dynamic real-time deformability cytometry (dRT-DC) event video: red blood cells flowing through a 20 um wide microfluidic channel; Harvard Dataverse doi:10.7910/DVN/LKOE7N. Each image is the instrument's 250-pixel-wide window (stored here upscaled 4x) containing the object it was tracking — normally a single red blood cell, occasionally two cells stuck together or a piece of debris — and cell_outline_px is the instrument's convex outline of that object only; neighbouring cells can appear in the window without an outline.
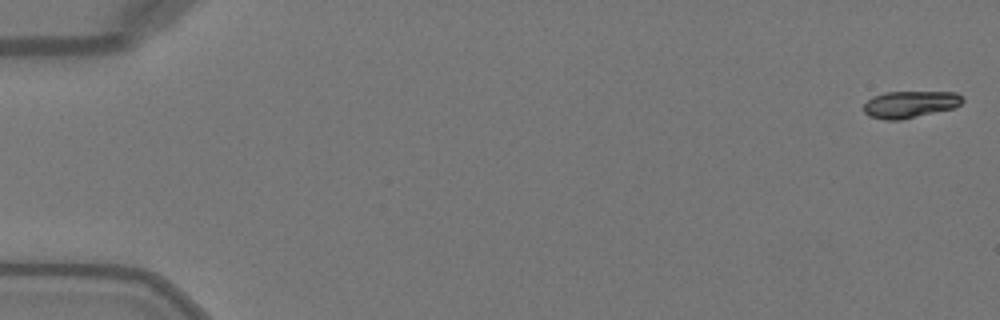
{"species": "Egyptian fruit bat (a non-hibernating species)", "species_latin": "Rousettus aegyptiacus", "temperature_condition": "warm", "stored_images_in_passage": 11, "camera_frame_rate_fps": 3000, "um_per_image_px": 0.085, "animal": {"sex": "female"}, "frame": {"image": 1, "passage_image": 1, "time_ms": 0.0, "image_size_px": [1000, 320], "cell_outline_px": [[964, 100], [956, 108], [900, 120], [884, 120], [868, 116], [864, 112], [864, 104], [872, 96], [884, 92], [956, 92], [964, 96]], "centroid_in_image_um": [77.37, 8.87], "position_along_channel_um": 7.6, "area_um2": 15.72}}